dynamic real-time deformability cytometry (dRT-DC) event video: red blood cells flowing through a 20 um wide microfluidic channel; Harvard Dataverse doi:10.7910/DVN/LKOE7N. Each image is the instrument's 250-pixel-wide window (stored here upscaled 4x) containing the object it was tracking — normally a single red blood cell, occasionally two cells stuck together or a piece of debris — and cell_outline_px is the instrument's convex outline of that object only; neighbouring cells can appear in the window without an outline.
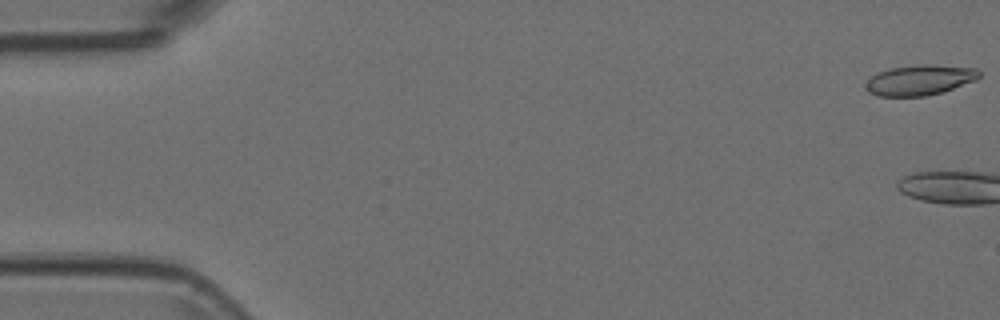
{"species": "Egyptian fruit bat (a non-hibernating species)", "species_latin": "Rousettus aegyptiacus", "temperature_condition": "room temperature", "stored_images_in_passage": 4, "camera_frame_rate_fps": 3000, "um_per_image_px": 0.085, "animal": {"sex": "female"}, "frame": {"image": 1, "passage_image": 1, "time_ms": 0.0, "image_size_px": [1000, 320], "cell_outline_px": [[980, 76], [976, 80], [944, 92], [924, 96], [876, 96], [868, 92], [868, 80], [876, 72], [888, 68], [916, 64], [932, 64], [976, 68], [980, 72]], "centroid_in_image_um": [78.2, 6.79], "position_along_channel_um": 6.8, "area_um2": 20.23}}